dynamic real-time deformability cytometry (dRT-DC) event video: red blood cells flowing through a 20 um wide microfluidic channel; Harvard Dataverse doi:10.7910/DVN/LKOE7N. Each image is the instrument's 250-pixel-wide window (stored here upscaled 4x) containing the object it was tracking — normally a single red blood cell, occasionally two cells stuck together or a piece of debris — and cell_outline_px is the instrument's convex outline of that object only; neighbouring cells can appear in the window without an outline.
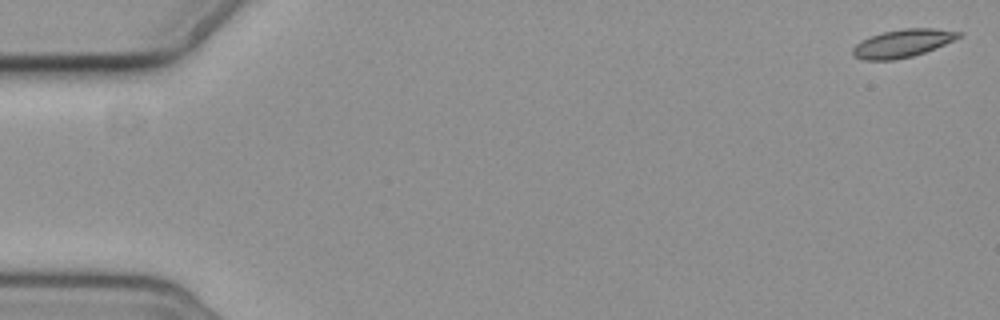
{"species": "common noctule bat (a hibernating species)", "species_latin": "Nyctalus noctula", "temperature_condition": "cold", "stored_images_in_passage": 5, "camera_frame_rate_fps": 3000, "um_per_image_px": 0.085, "animal": {"sex": "female", "body_mass_g": 19.3, "forearm_length_mm": 54.1}, "frame": {"image": 1, "passage_image": 1, "time_ms": 0.0, "image_size_px": [1000, 320], "cell_outline_px": [[964, 36], [936, 48], [912, 56], [892, 60], [864, 60], [852, 56], [852, 48], [860, 40], [884, 32], [904, 28], [932, 28], [964, 32]], "centroid_in_image_um": [76.75, 3.68], "position_along_channel_um": 8.3, "area_um2": 17.34}}
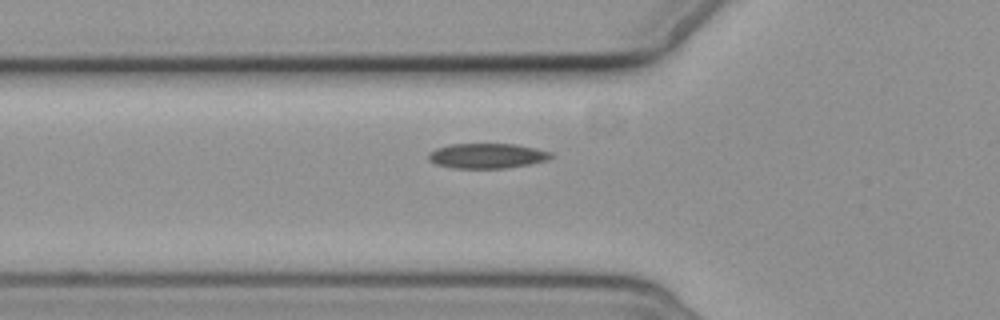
{"frame": {"image": 2, "passage_image": 5, "time_ms": 6.333, "image_size_px": [1000, 320], "cell_outline_px": [[552, 156], [548, 160], [528, 164], [504, 168], [452, 168], [436, 164], [428, 160], [428, 152], [436, 148], [448, 144], [516, 144], [536, 148], [552, 152]], "centroid_in_image_um": [41.37, 13.24], "position_along_channel_um": 84.4, "area_um2": 17.92}}